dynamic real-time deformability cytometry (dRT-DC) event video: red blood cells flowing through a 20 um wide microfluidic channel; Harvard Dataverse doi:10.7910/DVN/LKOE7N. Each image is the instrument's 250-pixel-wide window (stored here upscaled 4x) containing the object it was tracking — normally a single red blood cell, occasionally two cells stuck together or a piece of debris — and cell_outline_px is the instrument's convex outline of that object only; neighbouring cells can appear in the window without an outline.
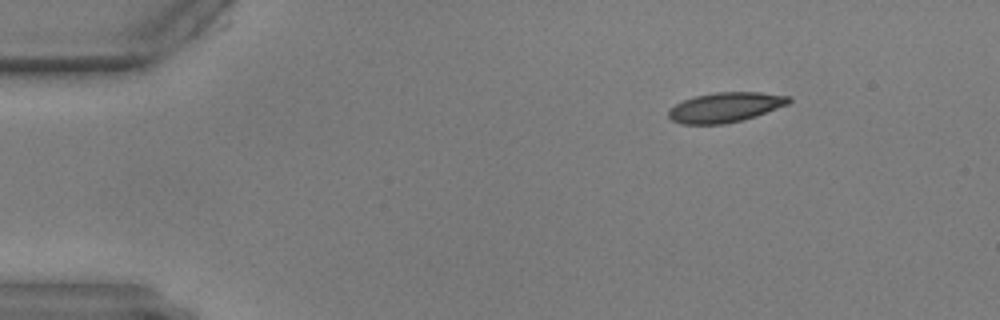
{"species": "common noctule bat (a hibernating species)", "species_latin": "Nyctalus noctula", "temperature_condition": "warm", "stored_images_in_passage": 51, "camera_frame_rate_fps": 3000, "um_per_image_px": 0.085, "animal": {"sex": "male", "body_mass_g": 17.9, "forearm_length_mm": 54.2}, "frame": {"image": 1, "passage_image": 1, "time_ms": 0.0, "image_size_px": [1000, 320], "cell_outline_px": [[792, 100], [788, 104], [756, 116], [744, 120], [724, 124], [680, 124], [672, 120], [668, 116], [668, 112], [676, 104], [684, 100], [696, 96], [716, 92], [760, 92], [792, 96]], "centroid_in_image_um": [61.69, 9.12], "position_along_channel_um": 23.3, "area_um2": 20.92}}
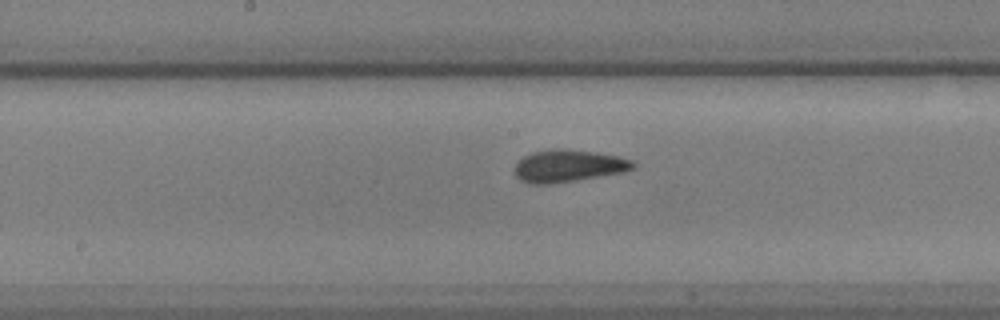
{"frame": {"image": 2, "passage_image": 23, "time_ms": 7.333, "image_size_px": [1000, 320], "cell_outline_px": [[636, 168], [624, 172], [552, 184], [528, 184], [520, 180], [516, 176], [516, 164], [524, 156], [532, 152], [556, 148], [560, 148], [596, 152], [616, 156], [632, 160], [636, 164]], "centroid_in_image_um": [48.32, 14.1], "position_along_channel_um": 199.9, "area_um2": 22.25}}
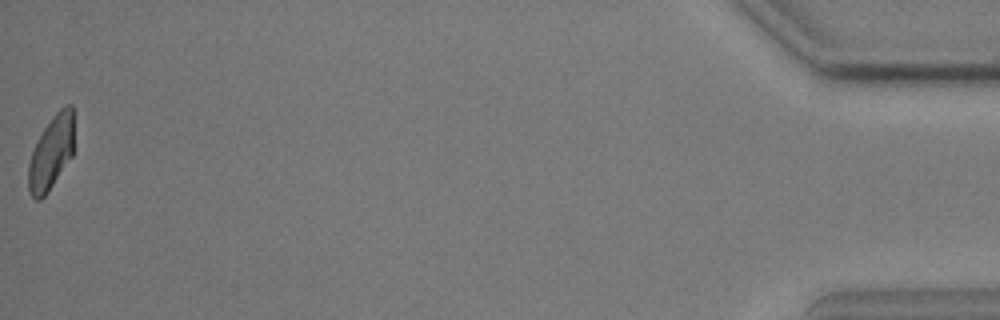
{"frame": {"image": 3, "passage_image": 51, "time_ms": 16.667, "image_size_px": [1000, 320], "cell_outline_px": [[72, 156], [48, 192], [40, 200], [36, 200], [28, 192], [28, 164], [32, 152], [44, 128], [52, 116], [64, 104], [72, 104]], "centroid_in_image_um": [4.33, 13.0], "position_along_channel_um": 430.9, "area_um2": 19.31}}